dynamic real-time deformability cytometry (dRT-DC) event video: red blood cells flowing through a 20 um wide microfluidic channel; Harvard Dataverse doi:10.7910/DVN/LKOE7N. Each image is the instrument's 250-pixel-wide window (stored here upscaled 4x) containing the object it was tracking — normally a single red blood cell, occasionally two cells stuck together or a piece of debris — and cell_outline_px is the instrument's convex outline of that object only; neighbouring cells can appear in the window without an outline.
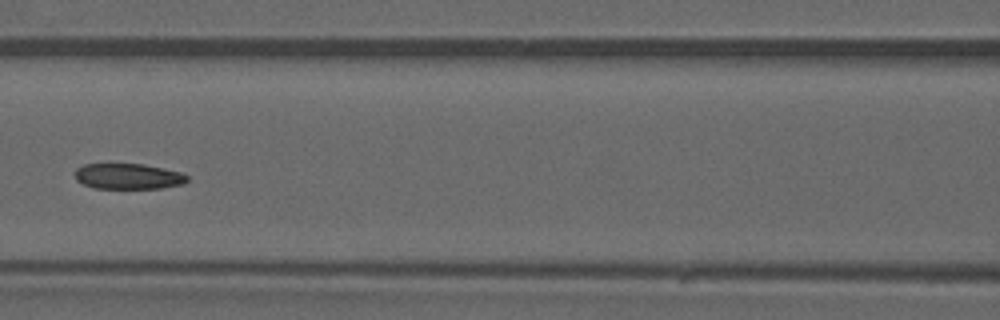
{"species": "common noctule bat (a hibernating species)", "species_latin": "Nyctalus noctula", "temperature_condition": "warm", "stored_images_in_passage": 45, "camera_frame_rate_fps": 3000, "um_per_image_px": 0.085, "animal": {"sex": "male", "forearm_length_mm": 52.5}, "frame": {"image": 1, "passage_image": 20, "time_ms": 6.333, "image_size_px": [1000, 320], "cell_outline_px": [[188, 180], [184, 184], [160, 188], [96, 188], [84, 184], [76, 180], [76, 168], [84, 164], [144, 164], [164, 168], [180, 172], [188, 176]], "centroid_in_image_um": [10.92, 14.98], "position_along_channel_um": 155.7, "area_um2": 16.7}}